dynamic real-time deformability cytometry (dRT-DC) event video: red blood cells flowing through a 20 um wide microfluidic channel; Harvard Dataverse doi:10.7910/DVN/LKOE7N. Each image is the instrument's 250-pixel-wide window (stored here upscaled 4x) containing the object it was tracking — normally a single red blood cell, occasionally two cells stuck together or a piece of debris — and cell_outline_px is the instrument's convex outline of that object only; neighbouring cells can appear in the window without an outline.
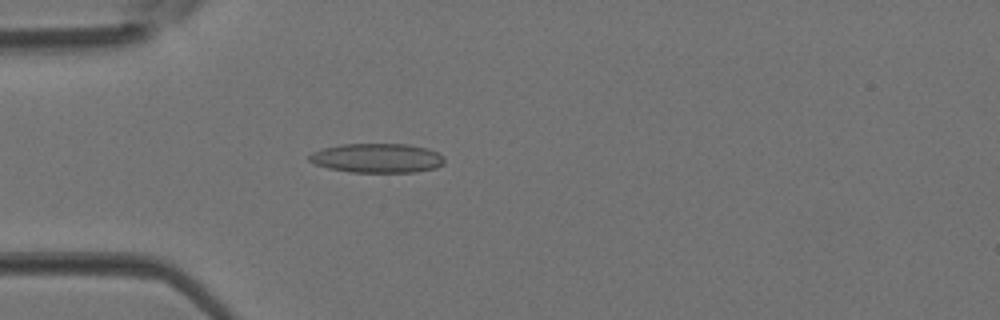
{"species": "Egyptian fruit bat (a non-hibernating species)", "species_latin": "Rousettus aegyptiacus", "temperature_condition": "room temperature", "stored_images_in_passage": 4, "camera_frame_rate_fps": 3000, "um_per_image_px": 0.085, "animal": {"sex": "female"}, "frame": {"image": 1, "passage_image": 4, "time_ms": 1.0, "image_size_px": [1000, 320], "cell_outline_px": [[444, 164], [436, 168], [416, 172], [352, 172], [328, 168], [316, 164], [308, 160], [308, 156], [312, 152], [324, 148], [340, 144], [408, 144], [428, 148], [444, 156]], "centroid_in_image_um": [32.08, 13.43], "position_along_channel_um": 52.9, "area_um2": 23.18}}